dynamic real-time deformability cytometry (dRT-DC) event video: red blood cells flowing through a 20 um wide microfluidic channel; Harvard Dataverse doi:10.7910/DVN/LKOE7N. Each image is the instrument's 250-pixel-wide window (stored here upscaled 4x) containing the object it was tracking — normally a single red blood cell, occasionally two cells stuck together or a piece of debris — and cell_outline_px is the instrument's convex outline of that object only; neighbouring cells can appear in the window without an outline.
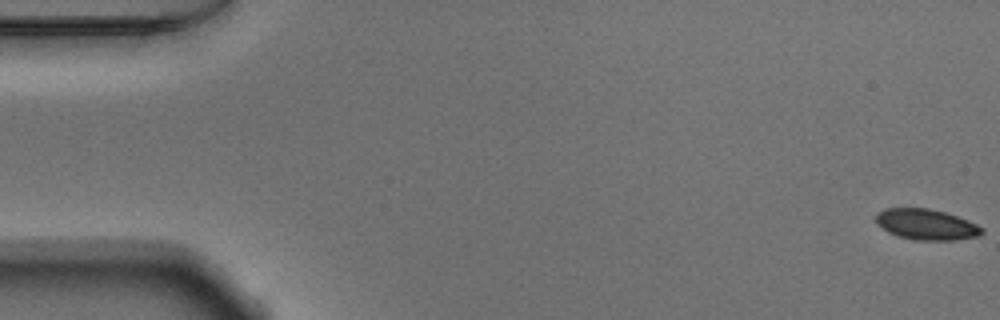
{"species": "Egyptian fruit bat (a non-hibernating species)", "species_latin": "Rousettus aegyptiacus", "temperature_condition": "warm", "stored_images_in_passage": 53, "camera_frame_rate_fps": 3000, "um_per_image_px": 0.085, "animal": {"sex": "male"}, "frame": {"image": 1, "passage_image": 1, "time_ms": 0.0, "image_size_px": [1000, 320], "cell_outline_px": [[984, 232], [980, 236], [952, 240], [916, 240], [900, 236], [888, 232], [876, 224], [872, 216], [876, 212], [888, 208], [928, 208], [944, 212], [968, 220], [984, 228]], "centroid_in_image_um": [78.7, 19.07], "position_along_channel_um": 6.3, "area_um2": 19.13}}
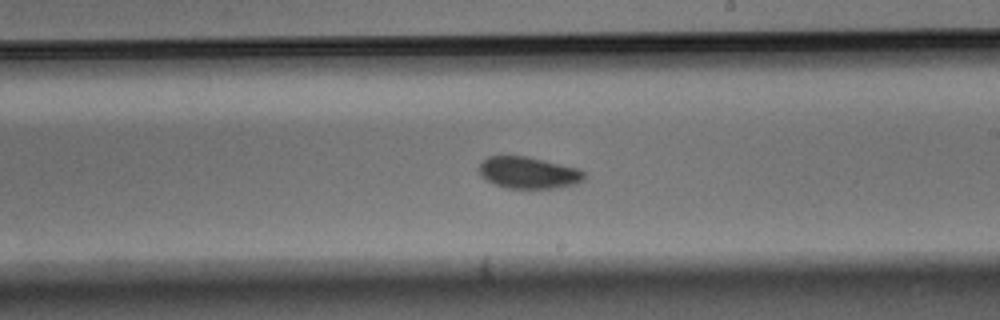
{"frame": {"image": 2, "passage_image": 31, "time_ms": 10.0, "image_size_px": [1000, 320], "cell_outline_px": [[584, 180], [576, 184], [556, 188], [504, 188], [480, 176], [480, 164], [488, 156], [524, 156], [544, 160], [576, 168], [584, 172]], "centroid_in_image_um": [44.92, 14.69], "position_along_channel_um": 244.1, "area_um2": 19.19}}
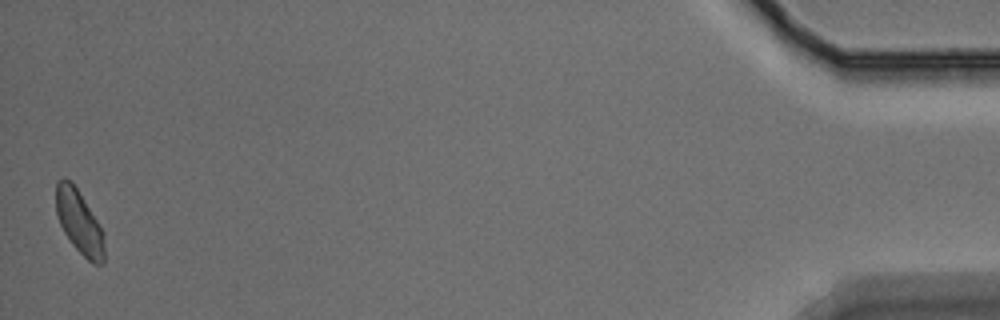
{"frame": {"image": 3, "passage_image": 53, "time_ms": 17.333, "image_size_px": [1000, 320], "cell_outline_px": [[104, 264], [92, 264], [72, 244], [64, 232], [60, 224], [56, 212], [56, 180], [64, 176], [72, 180], [104, 232]], "centroid_in_image_um": [6.73, 18.84], "position_along_channel_um": 428.5, "area_um2": 18.03}, "authors_computed_cell_mechanics": {"area_um2": 19.363, "velocity_mm_per_s": 3.798, "shape_relaxation_time_tau1_ms": 3.8617, "shape_relaxation_time_tau2_ms": 5.38, "deformation_change_tau1": 0.0793, "deformation_change_tau2": 0.0871}}